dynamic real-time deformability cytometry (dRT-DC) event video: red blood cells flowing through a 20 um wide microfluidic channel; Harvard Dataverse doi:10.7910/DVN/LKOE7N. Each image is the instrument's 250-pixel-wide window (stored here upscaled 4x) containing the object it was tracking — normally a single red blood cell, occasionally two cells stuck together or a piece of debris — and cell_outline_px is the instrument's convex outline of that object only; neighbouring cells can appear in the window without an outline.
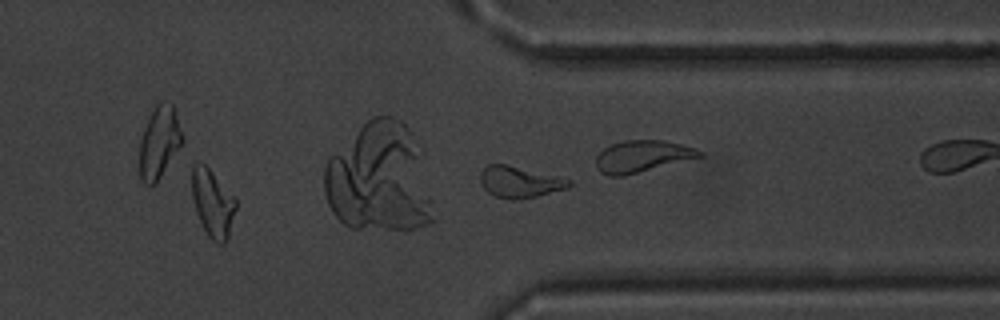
{"species": "common noctule bat (a hibernating species)", "species_latin": "Nyctalus noctula", "temperature_condition": "warm", "stored_images_in_passage": 27, "camera_frame_rate_fps": 3000, "um_per_image_px": 0.085, "animal": {"sex": "male", "body_mass_g": 20.1, "forearm_length_mm": 53.5}, "frame": {"image": 1, "passage_image": 23, "time_ms": 7.333, "image_size_px": [1000, 320], "cell_outline_px": [[572, 184], [568, 188], [536, 196], [512, 200], [496, 196], [488, 192], [484, 188], [480, 180], [480, 172], [488, 164], [508, 164], [572, 180]], "centroid_in_image_um": [44.16, 15.46], "position_along_channel_um": 367.2, "area_um2": 16.07}, "authors_computed_cell_mechanics": {"area_um2": 15.317, "velocity_mm_per_s": 3.9964, "shape_relaxation_time_tau1_ms": 3.7816, "shape_relaxation_time_tau2_ms": 2.4545, "deformation_change_tau1": 0.1569, "deformation_change_tau2": 0.0883}}